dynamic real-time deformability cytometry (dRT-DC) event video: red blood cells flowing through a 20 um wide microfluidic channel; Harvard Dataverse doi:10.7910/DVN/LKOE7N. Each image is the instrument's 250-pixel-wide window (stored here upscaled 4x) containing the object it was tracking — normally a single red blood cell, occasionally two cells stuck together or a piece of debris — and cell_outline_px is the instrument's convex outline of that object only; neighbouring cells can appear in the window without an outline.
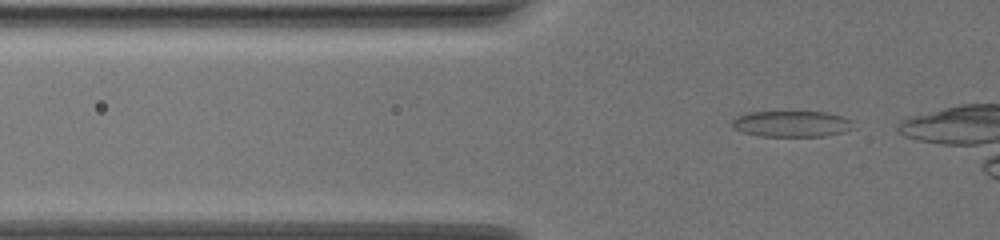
{"species": "common noctule bat (a hibernating species)", "species_latin": "Nyctalus noctula", "temperature_condition": "warm", "stored_images_in_passage": 34, "camera_frame_rate_fps": 3000, "um_per_image_px": 0.085, "animal": {"sex": "female", "body_mass_g": 19.5, "forearm_length_mm": 54.1}, "frame": {"image": 1, "passage_image": 3, "time_ms": 0.667, "image_size_px": [1000, 240], "cell_outline_px": [[852, 120], [840, 132], [824, 136], [760, 136], [744, 132], [736, 128], [732, 124], [732, 120], [740, 116], [752, 112], [824, 112], [840, 116]], "centroid_in_image_um": [67.21, 10.52], "position_along_channel_um": 58.6, "area_um2": 17.57}}
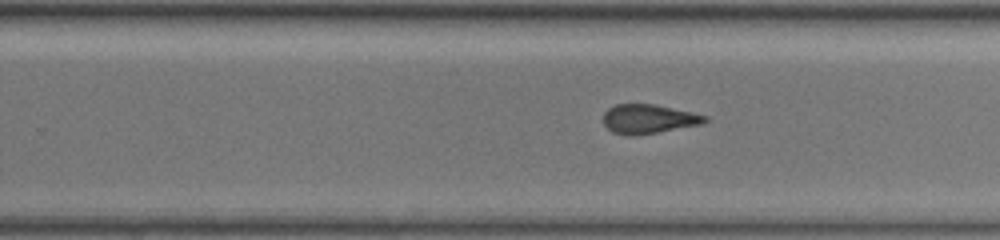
{"frame": {"image": 2, "passage_image": 22, "time_ms": 7.0, "image_size_px": [1000, 240], "cell_outline_px": [[708, 120], [700, 124], [656, 132], [632, 136], [612, 132], [604, 124], [604, 112], [608, 108], [616, 104], [652, 104], [708, 116]], "centroid_in_image_um": [55.08, 10.11], "position_along_channel_um": 274.7, "area_um2": 16.88}}
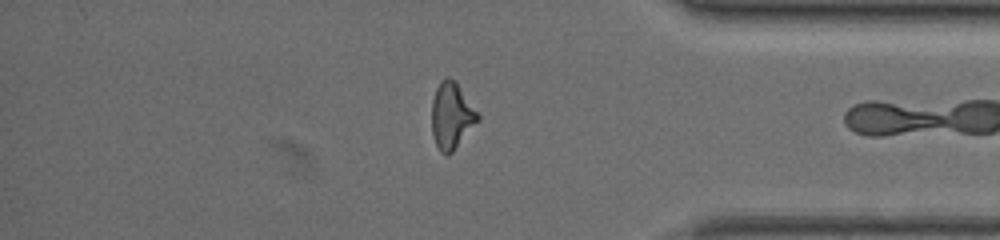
{"frame": {"image": 3, "passage_image": 33, "time_ms": 10.667, "image_size_px": [1000, 240], "cell_outline_px": [[480, 120], [452, 152], [448, 156], [440, 152], [436, 144], [432, 132], [432, 100], [436, 88], [440, 80], [448, 76], [456, 84], [480, 116]], "centroid_in_image_um": [38.37, 9.87], "position_along_channel_um": 396.8, "area_um2": 17.51}}